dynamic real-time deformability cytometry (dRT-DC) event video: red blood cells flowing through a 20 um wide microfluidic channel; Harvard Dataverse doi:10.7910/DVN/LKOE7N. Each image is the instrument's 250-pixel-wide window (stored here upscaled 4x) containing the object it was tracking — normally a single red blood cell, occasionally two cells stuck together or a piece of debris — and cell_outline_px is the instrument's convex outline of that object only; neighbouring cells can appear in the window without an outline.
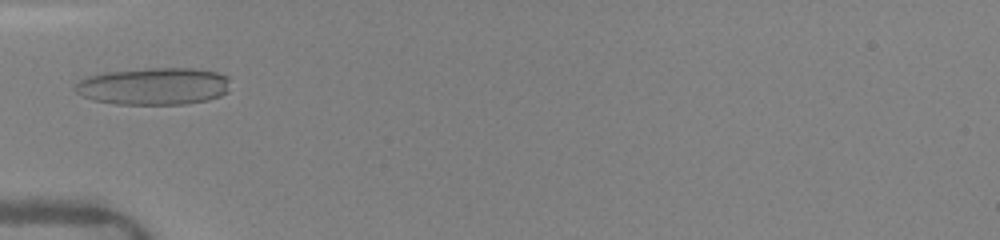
{"species": "human", "species_latin": "Homo sapiens", "temperature_condition": "warm", "stored_images_in_passage": 5, "camera_frame_rate_fps": 3000, "um_per_image_px": 0.085, "donor": {"sex": "female"}, "frame": {"image": 1, "passage_image": 1, "time_ms": 0.0, "image_size_px": [1000, 240], "cell_outline_px": [[228, 92], [220, 96], [208, 100], [184, 104], [116, 104], [92, 100], [76, 92], [72, 88], [80, 80], [88, 76], [104, 72], [148, 68], [192, 68], [216, 72], [228, 76]], "centroid_in_image_um": [13.06, 7.33], "position_along_channel_um": 71.9, "area_um2": 33.76}}
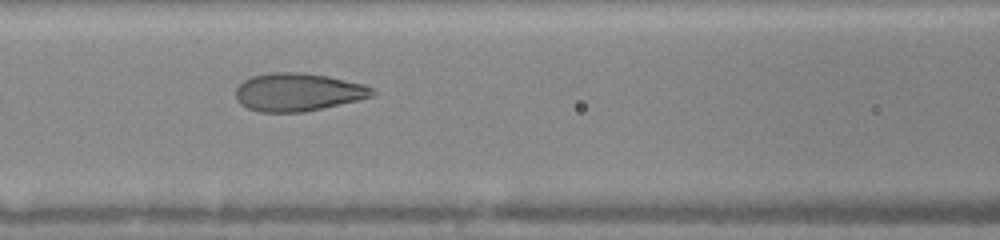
{"frame": {"image": 2, "passage_image": 3, "time_ms": 1.667, "image_size_px": [1000, 240], "cell_outline_px": [[376, 92], [372, 96], [356, 100], [304, 112], [260, 112], [248, 108], [240, 104], [236, 100], [236, 88], [244, 80], [252, 76], [272, 72], [300, 72], [328, 76], [364, 84], [372, 88]], "centroid_in_image_um": [25.3, 7.82], "position_along_channel_um": 141.3, "area_um2": 30.11}}
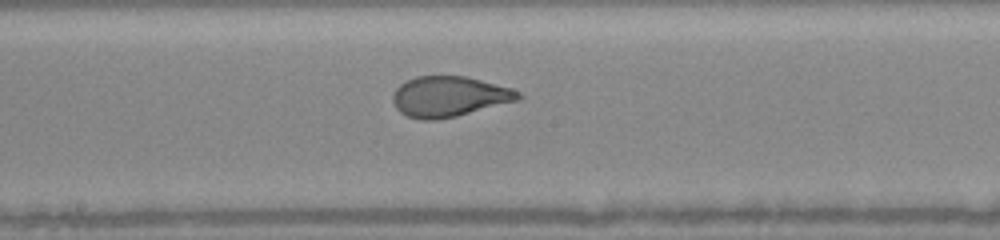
{"frame": {"image": 3, "passage_image": 5, "time_ms": 3.333, "image_size_px": [1000, 240], "cell_outline_px": [[524, 96], [520, 100], [456, 116], [436, 120], [420, 120], [408, 116], [400, 112], [396, 108], [392, 100], [392, 96], [396, 88], [400, 84], [416, 76], [468, 76], [512, 88], [520, 92]], "centroid_in_image_um": [38.2, 8.2], "position_along_channel_um": 210.0, "area_um2": 29.77}}